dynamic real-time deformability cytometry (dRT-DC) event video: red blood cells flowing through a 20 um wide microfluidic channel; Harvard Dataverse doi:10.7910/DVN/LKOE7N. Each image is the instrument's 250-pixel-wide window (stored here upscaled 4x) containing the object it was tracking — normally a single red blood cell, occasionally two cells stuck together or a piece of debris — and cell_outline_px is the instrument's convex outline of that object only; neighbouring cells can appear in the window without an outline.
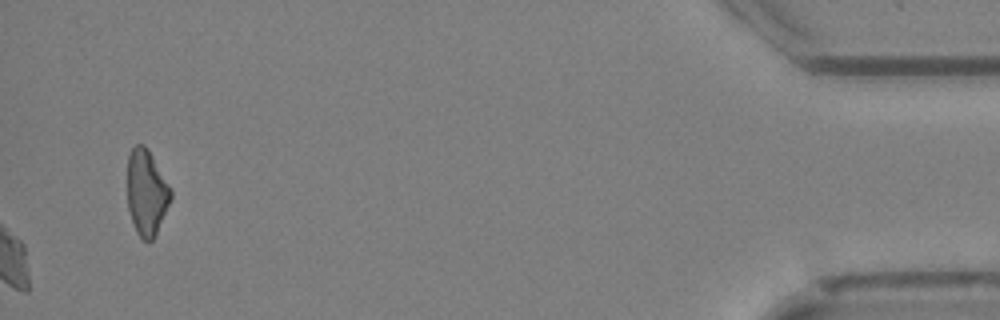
{"species": "Egyptian fruit bat (a non-hibernating species)", "species_latin": "Rousettus aegyptiacus", "temperature_condition": "cold", "stored_images_in_passage": 49, "camera_frame_rate_fps": 3000, "um_per_image_px": 0.085, "animal": {"sex": "female"}, "frame": {"image": 1, "passage_image": 49, "time_ms": 16.0, "image_size_px": [1000, 320], "cell_outline_px": [[172, 200], [152, 240], [144, 240], [136, 232], [128, 208], [128, 156], [132, 148], [136, 144], [144, 144], [148, 148], [172, 188]], "centroid_in_image_um": [12.48, 16.32], "position_along_channel_um": 422.7, "area_um2": 21.73}, "authors_computed_cell_mechanics": {"area_um2": 24.6228, "velocity_mm_per_s": 4.0069, "shape_relaxation_time_tau1_ms": null, "shape_relaxation_time_tau2_ms": 3.3361, "deformation_change_tau1": null, "deformation_change_tau2": 0.0851}}